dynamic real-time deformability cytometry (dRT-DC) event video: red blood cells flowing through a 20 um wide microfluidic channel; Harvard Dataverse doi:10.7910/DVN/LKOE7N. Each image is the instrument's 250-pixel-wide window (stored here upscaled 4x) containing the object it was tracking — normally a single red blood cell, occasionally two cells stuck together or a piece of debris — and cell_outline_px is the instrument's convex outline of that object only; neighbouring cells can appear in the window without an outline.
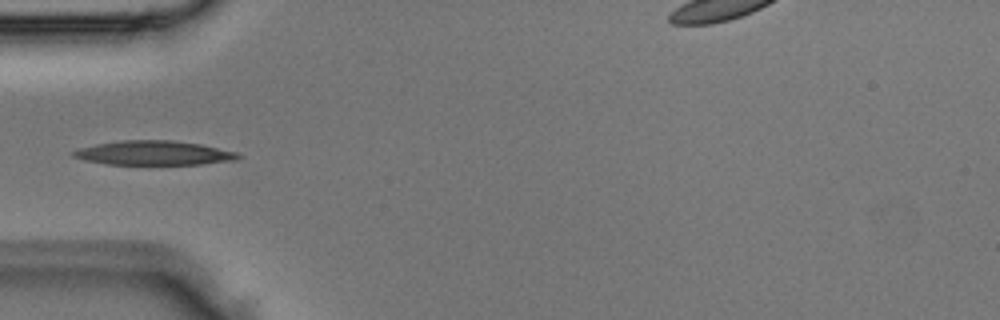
{"species": "Egyptian fruit bat (a non-hibernating species)", "species_latin": "Rousettus aegyptiacus", "temperature_condition": "room temperature", "stored_images_in_passage": 3, "camera_frame_rate_fps": 3000, "um_per_image_px": 0.085, "animal": {"sex": "male"}, "frame": {"image": 1, "passage_image": 2, "time_ms": 0.333, "image_size_px": [1000, 320], "cell_outline_px": [[240, 156], [236, 160], [200, 164], [104, 164], [84, 160], [72, 156], [68, 152], [80, 148], [96, 144], [120, 140], [172, 140], [200, 144], [236, 152]], "centroid_in_image_um": [13.0, 13.0], "position_along_channel_um": 72.0, "area_um2": 23.24}}